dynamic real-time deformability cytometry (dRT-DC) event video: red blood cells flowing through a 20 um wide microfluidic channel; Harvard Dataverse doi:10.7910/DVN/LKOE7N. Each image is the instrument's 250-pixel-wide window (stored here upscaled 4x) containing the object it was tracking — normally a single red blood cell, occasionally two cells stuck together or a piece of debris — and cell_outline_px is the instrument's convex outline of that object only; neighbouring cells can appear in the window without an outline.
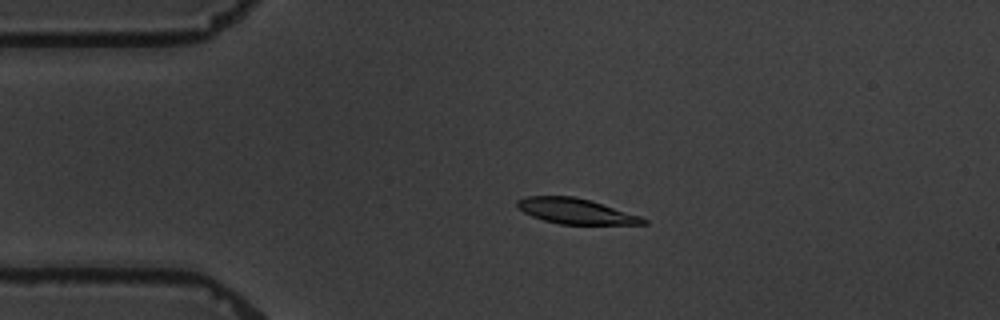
{"species": "common noctule bat (a hibernating species)", "species_latin": "Nyctalus noctula", "temperature_condition": "warm", "stored_images_in_passage": 5, "camera_frame_rate_fps": 3000, "um_per_image_px": 0.085, "animal": {"sex": "male", "body_mass_g": 19.5, "forearm_length_mm": 54.6}, "frame": {"image": 1, "passage_image": 4, "time_ms": 3.667, "image_size_px": [1000, 320], "cell_outline_px": [[648, 224], [560, 224], [544, 220], [532, 216], [516, 208], [516, 200], [524, 196], [572, 196], [588, 200], [640, 216], [648, 220]], "centroid_in_image_um": [48.87, 17.95], "position_along_channel_um": 36.1, "area_um2": 18.44}}